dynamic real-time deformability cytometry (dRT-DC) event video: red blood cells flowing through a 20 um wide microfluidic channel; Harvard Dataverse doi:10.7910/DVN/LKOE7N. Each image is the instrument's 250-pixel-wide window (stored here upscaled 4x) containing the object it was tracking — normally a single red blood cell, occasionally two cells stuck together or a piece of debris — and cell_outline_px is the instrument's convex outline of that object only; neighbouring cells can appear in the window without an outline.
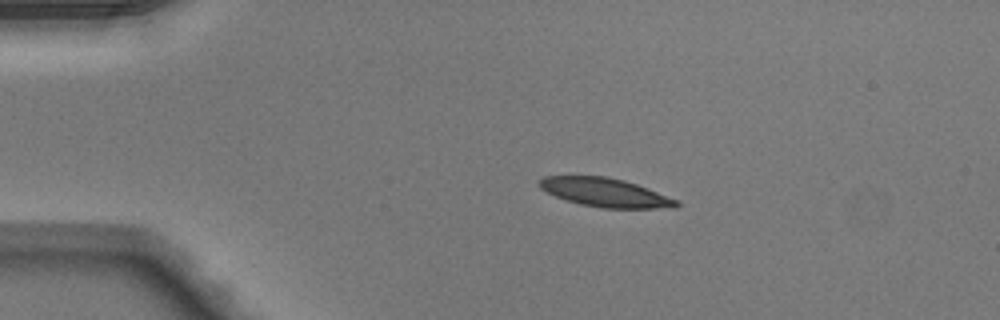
{"species": "Egyptian fruit bat (a non-hibernating species)", "species_latin": "Rousettus aegyptiacus", "temperature_condition": "warm", "stored_images_in_passage": 5, "camera_frame_rate_fps": 3000, "um_per_image_px": 0.085, "animal": {"sex": "male"}, "frame": {"image": 1, "passage_image": 1, "time_ms": 0.0, "image_size_px": [1000, 320], "cell_outline_px": [[680, 204], [676, 208], [604, 208], [580, 204], [556, 196], [540, 188], [536, 184], [544, 176], [608, 176], [624, 180], [648, 188], [680, 200]], "centroid_in_image_um": [51.49, 16.36], "position_along_channel_um": 33.5, "area_um2": 23.0}}